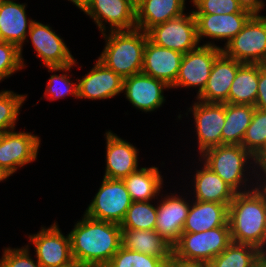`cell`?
<instances>
[{"label": "cell", "instance_id": "cell-10", "mask_svg": "<svg viewBox=\"0 0 266 267\" xmlns=\"http://www.w3.org/2000/svg\"><path fill=\"white\" fill-rule=\"evenodd\" d=\"M136 4L131 0H88L81 9L93 19L101 33L136 29Z\"/></svg>", "mask_w": 266, "mask_h": 267}, {"label": "cell", "instance_id": "cell-21", "mask_svg": "<svg viewBox=\"0 0 266 267\" xmlns=\"http://www.w3.org/2000/svg\"><path fill=\"white\" fill-rule=\"evenodd\" d=\"M183 54L146 41L142 73L165 82L172 87L176 81Z\"/></svg>", "mask_w": 266, "mask_h": 267}, {"label": "cell", "instance_id": "cell-24", "mask_svg": "<svg viewBox=\"0 0 266 267\" xmlns=\"http://www.w3.org/2000/svg\"><path fill=\"white\" fill-rule=\"evenodd\" d=\"M186 0H139L136 3V28L147 32L153 26L184 14Z\"/></svg>", "mask_w": 266, "mask_h": 267}, {"label": "cell", "instance_id": "cell-25", "mask_svg": "<svg viewBox=\"0 0 266 267\" xmlns=\"http://www.w3.org/2000/svg\"><path fill=\"white\" fill-rule=\"evenodd\" d=\"M200 168L193 179L195 200L229 205L237 192L205 164Z\"/></svg>", "mask_w": 266, "mask_h": 267}, {"label": "cell", "instance_id": "cell-19", "mask_svg": "<svg viewBox=\"0 0 266 267\" xmlns=\"http://www.w3.org/2000/svg\"><path fill=\"white\" fill-rule=\"evenodd\" d=\"M197 24L199 43L204 37L225 40V45L232 40L252 16L250 12L232 14H194Z\"/></svg>", "mask_w": 266, "mask_h": 267}, {"label": "cell", "instance_id": "cell-40", "mask_svg": "<svg viewBox=\"0 0 266 267\" xmlns=\"http://www.w3.org/2000/svg\"><path fill=\"white\" fill-rule=\"evenodd\" d=\"M238 2L244 10L249 11L252 15H259L265 8L263 0H238Z\"/></svg>", "mask_w": 266, "mask_h": 267}, {"label": "cell", "instance_id": "cell-33", "mask_svg": "<svg viewBox=\"0 0 266 267\" xmlns=\"http://www.w3.org/2000/svg\"><path fill=\"white\" fill-rule=\"evenodd\" d=\"M77 63L78 62L62 67H47L48 72L66 71L61 75L53 74L50 76L44 92V97L47 100L53 101L59 98H65L67 95H72L73 97L78 98L77 84L71 82V77L67 74Z\"/></svg>", "mask_w": 266, "mask_h": 267}, {"label": "cell", "instance_id": "cell-14", "mask_svg": "<svg viewBox=\"0 0 266 267\" xmlns=\"http://www.w3.org/2000/svg\"><path fill=\"white\" fill-rule=\"evenodd\" d=\"M27 36L45 67H62L76 63L63 39L49 25L35 20Z\"/></svg>", "mask_w": 266, "mask_h": 267}, {"label": "cell", "instance_id": "cell-46", "mask_svg": "<svg viewBox=\"0 0 266 267\" xmlns=\"http://www.w3.org/2000/svg\"><path fill=\"white\" fill-rule=\"evenodd\" d=\"M9 176L11 175L0 166V182L6 180L7 178H9Z\"/></svg>", "mask_w": 266, "mask_h": 267}, {"label": "cell", "instance_id": "cell-29", "mask_svg": "<svg viewBox=\"0 0 266 267\" xmlns=\"http://www.w3.org/2000/svg\"><path fill=\"white\" fill-rule=\"evenodd\" d=\"M259 79V64L243 63L229 90L228 103L255 105Z\"/></svg>", "mask_w": 266, "mask_h": 267}, {"label": "cell", "instance_id": "cell-6", "mask_svg": "<svg viewBox=\"0 0 266 267\" xmlns=\"http://www.w3.org/2000/svg\"><path fill=\"white\" fill-rule=\"evenodd\" d=\"M222 52L241 63L266 65V16L252 15Z\"/></svg>", "mask_w": 266, "mask_h": 267}, {"label": "cell", "instance_id": "cell-42", "mask_svg": "<svg viewBox=\"0 0 266 267\" xmlns=\"http://www.w3.org/2000/svg\"><path fill=\"white\" fill-rule=\"evenodd\" d=\"M255 159V168H257L255 173L266 174V148Z\"/></svg>", "mask_w": 266, "mask_h": 267}, {"label": "cell", "instance_id": "cell-32", "mask_svg": "<svg viewBox=\"0 0 266 267\" xmlns=\"http://www.w3.org/2000/svg\"><path fill=\"white\" fill-rule=\"evenodd\" d=\"M254 158L266 148V111L255 108L241 144Z\"/></svg>", "mask_w": 266, "mask_h": 267}, {"label": "cell", "instance_id": "cell-27", "mask_svg": "<svg viewBox=\"0 0 266 267\" xmlns=\"http://www.w3.org/2000/svg\"><path fill=\"white\" fill-rule=\"evenodd\" d=\"M160 173L159 168L155 166L141 167L122 179L132 202L152 201L158 198L164 182Z\"/></svg>", "mask_w": 266, "mask_h": 267}, {"label": "cell", "instance_id": "cell-48", "mask_svg": "<svg viewBox=\"0 0 266 267\" xmlns=\"http://www.w3.org/2000/svg\"><path fill=\"white\" fill-rule=\"evenodd\" d=\"M132 2H134L135 4L139 1V0H131Z\"/></svg>", "mask_w": 266, "mask_h": 267}, {"label": "cell", "instance_id": "cell-30", "mask_svg": "<svg viewBox=\"0 0 266 267\" xmlns=\"http://www.w3.org/2000/svg\"><path fill=\"white\" fill-rule=\"evenodd\" d=\"M261 257L262 252L258 248L232 242L205 267H254Z\"/></svg>", "mask_w": 266, "mask_h": 267}, {"label": "cell", "instance_id": "cell-17", "mask_svg": "<svg viewBox=\"0 0 266 267\" xmlns=\"http://www.w3.org/2000/svg\"><path fill=\"white\" fill-rule=\"evenodd\" d=\"M77 79L78 99L105 100L123 93V78L98 59L87 74Z\"/></svg>", "mask_w": 266, "mask_h": 267}, {"label": "cell", "instance_id": "cell-38", "mask_svg": "<svg viewBox=\"0 0 266 267\" xmlns=\"http://www.w3.org/2000/svg\"><path fill=\"white\" fill-rule=\"evenodd\" d=\"M30 245L21 248H4L0 259V267H42L38 261H34L30 254Z\"/></svg>", "mask_w": 266, "mask_h": 267}, {"label": "cell", "instance_id": "cell-5", "mask_svg": "<svg viewBox=\"0 0 266 267\" xmlns=\"http://www.w3.org/2000/svg\"><path fill=\"white\" fill-rule=\"evenodd\" d=\"M232 243L230 226L198 233L182 232L173 246V255L183 261L206 266Z\"/></svg>", "mask_w": 266, "mask_h": 267}, {"label": "cell", "instance_id": "cell-36", "mask_svg": "<svg viewBox=\"0 0 266 267\" xmlns=\"http://www.w3.org/2000/svg\"><path fill=\"white\" fill-rule=\"evenodd\" d=\"M23 68L20 48L13 43L0 41V81Z\"/></svg>", "mask_w": 266, "mask_h": 267}, {"label": "cell", "instance_id": "cell-31", "mask_svg": "<svg viewBox=\"0 0 266 267\" xmlns=\"http://www.w3.org/2000/svg\"><path fill=\"white\" fill-rule=\"evenodd\" d=\"M157 219V205L150 201L132 202L127 209L121 229L154 230Z\"/></svg>", "mask_w": 266, "mask_h": 267}, {"label": "cell", "instance_id": "cell-15", "mask_svg": "<svg viewBox=\"0 0 266 267\" xmlns=\"http://www.w3.org/2000/svg\"><path fill=\"white\" fill-rule=\"evenodd\" d=\"M165 82L142 72L123 78L125 97L138 110L151 112L164 104V90L170 89Z\"/></svg>", "mask_w": 266, "mask_h": 267}, {"label": "cell", "instance_id": "cell-9", "mask_svg": "<svg viewBox=\"0 0 266 267\" xmlns=\"http://www.w3.org/2000/svg\"><path fill=\"white\" fill-rule=\"evenodd\" d=\"M222 53V46L208 41L183 54L179 72L172 88L192 87L198 96L205 88L215 59Z\"/></svg>", "mask_w": 266, "mask_h": 267}, {"label": "cell", "instance_id": "cell-13", "mask_svg": "<svg viewBox=\"0 0 266 267\" xmlns=\"http://www.w3.org/2000/svg\"><path fill=\"white\" fill-rule=\"evenodd\" d=\"M195 124L199 154L222 145L225 123V103H207L197 99L189 108Z\"/></svg>", "mask_w": 266, "mask_h": 267}, {"label": "cell", "instance_id": "cell-20", "mask_svg": "<svg viewBox=\"0 0 266 267\" xmlns=\"http://www.w3.org/2000/svg\"><path fill=\"white\" fill-rule=\"evenodd\" d=\"M242 64L222 52L215 59L206 86L196 99L207 103H228L230 87Z\"/></svg>", "mask_w": 266, "mask_h": 267}, {"label": "cell", "instance_id": "cell-23", "mask_svg": "<svg viewBox=\"0 0 266 267\" xmlns=\"http://www.w3.org/2000/svg\"><path fill=\"white\" fill-rule=\"evenodd\" d=\"M183 232L198 233L221 226H229V205L201 202L192 199Z\"/></svg>", "mask_w": 266, "mask_h": 267}, {"label": "cell", "instance_id": "cell-2", "mask_svg": "<svg viewBox=\"0 0 266 267\" xmlns=\"http://www.w3.org/2000/svg\"><path fill=\"white\" fill-rule=\"evenodd\" d=\"M228 223L232 242L252 245L265 256L266 199L256 187L235 194L229 204Z\"/></svg>", "mask_w": 266, "mask_h": 267}, {"label": "cell", "instance_id": "cell-45", "mask_svg": "<svg viewBox=\"0 0 266 267\" xmlns=\"http://www.w3.org/2000/svg\"><path fill=\"white\" fill-rule=\"evenodd\" d=\"M72 2L74 5L78 7V9H82L88 2V0H68Z\"/></svg>", "mask_w": 266, "mask_h": 267}, {"label": "cell", "instance_id": "cell-34", "mask_svg": "<svg viewBox=\"0 0 266 267\" xmlns=\"http://www.w3.org/2000/svg\"><path fill=\"white\" fill-rule=\"evenodd\" d=\"M26 95L17 94L11 90L0 92V134L15 129Z\"/></svg>", "mask_w": 266, "mask_h": 267}, {"label": "cell", "instance_id": "cell-35", "mask_svg": "<svg viewBox=\"0 0 266 267\" xmlns=\"http://www.w3.org/2000/svg\"><path fill=\"white\" fill-rule=\"evenodd\" d=\"M165 260L121 246L105 267H163Z\"/></svg>", "mask_w": 266, "mask_h": 267}, {"label": "cell", "instance_id": "cell-39", "mask_svg": "<svg viewBox=\"0 0 266 267\" xmlns=\"http://www.w3.org/2000/svg\"><path fill=\"white\" fill-rule=\"evenodd\" d=\"M254 106L266 111V65L263 64H259L258 91Z\"/></svg>", "mask_w": 266, "mask_h": 267}, {"label": "cell", "instance_id": "cell-22", "mask_svg": "<svg viewBox=\"0 0 266 267\" xmlns=\"http://www.w3.org/2000/svg\"><path fill=\"white\" fill-rule=\"evenodd\" d=\"M27 4L16 3L13 0H0V41L13 43L20 48L22 57L23 44L27 41V34L35 20L27 19Z\"/></svg>", "mask_w": 266, "mask_h": 267}, {"label": "cell", "instance_id": "cell-16", "mask_svg": "<svg viewBox=\"0 0 266 267\" xmlns=\"http://www.w3.org/2000/svg\"><path fill=\"white\" fill-rule=\"evenodd\" d=\"M157 203V219L154 230L172 247L177 243L190 209V200L183 195H164Z\"/></svg>", "mask_w": 266, "mask_h": 267}, {"label": "cell", "instance_id": "cell-26", "mask_svg": "<svg viewBox=\"0 0 266 267\" xmlns=\"http://www.w3.org/2000/svg\"><path fill=\"white\" fill-rule=\"evenodd\" d=\"M122 247L160 259H168L173 247L155 230L122 229Z\"/></svg>", "mask_w": 266, "mask_h": 267}, {"label": "cell", "instance_id": "cell-12", "mask_svg": "<svg viewBox=\"0 0 266 267\" xmlns=\"http://www.w3.org/2000/svg\"><path fill=\"white\" fill-rule=\"evenodd\" d=\"M58 223L41 227L37 234L28 236L35 248V257L42 267H62L73 260L69 234L63 235Z\"/></svg>", "mask_w": 266, "mask_h": 267}, {"label": "cell", "instance_id": "cell-11", "mask_svg": "<svg viewBox=\"0 0 266 267\" xmlns=\"http://www.w3.org/2000/svg\"><path fill=\"white\" fill-rule=\"evenodd\" d=\"M41 140L31 132L10 130L0 134V166L11 176L17 168L37 159Z\"/></svg>", "mask_w": 266, "mask_h": 267}, {"label": "cell", "instance_id": "cell-8", "mask_svg": "<svg viewBox=\"0 0 266 267\" xmlns=\"http://www.w3.org/2000/svg\"><path fill=\"white\" fill-rule=\"evenodd\" d=\"M147 35L155 45L182 54L194 50L200 44L193 11L153 26L147 31Z\"/></svg>", "mask_w": 266, "mask_h": 267}, {"label": "cell", "instance_id": "cell-37", "mask_svg": "<svg viewBox=\"0 0 266 267\" xmlns=\"http://www.w3.org/2000/svg\"><path fill=\"white\" fill-rule=\"evenodd\" d=\"M196 10L194 14H232L249 12L244 10L238 0H191Z\"/></svg>", "mask_w": 266, "mask_h": 267}, {"label": "cell", "instance_id": "cell-44", "mask_svg": "<svg viewBox=\"0 0 266 267\" xmlns=\"http://www.w3.org/2000/svg\"><path fill=\"white\" fill-rule=\"evenodd\" d=\"M62 267H94V266H92L88 263L73 259L71 262L63 265Z\"/></svg>", "mask_w": 266, "mask_h": 267}, {"label": "cell", "instance_id": "cell-1", "mask_svg": "<svg viewBox=\"0 0 266 267\" xmlns=\"http://www.w3.org/2000/svg\"><path fill=\"white\" fill-rule=\"evenodd\" d=\"M68 234L73 259L94 267H105L122 246L119 224L97 220L86 214Z\"/></svg>", "mask_w": 266, "mask_h": 267}, {"label": "cell", "instance_id": "cell-47", "mask_svg": "<svg viewBox=\"0 0 266 267\" xmlns=\"http://www.w3.org/2000/svg\"><path fill=\"white\" fill-rule=\"evenodd\" d=\"M254 267H266V256H263L256 262Z\"/></svg>", "mask_w": 266, "mask_h": 267}, {"label": "cell", "instance_id": "cell-7", "mask_svg": "<svg viewBox=\"0 0 266 267\" xmlns=\"http://www.w3.org/2000/svg\"><path fill=\"white\" fill-rule=\"evenodd\" d=\"M131 204L132 199L123 180L103 177L98 192L84 214L97 220L120 225Z\"/></svg>", "mask_w": 266, "mask_h": 267}, {"label": "cell", "instance_id": "cell-4", "mask_svg": "<svg viewBox=\"0 0 266 267\" xmlns=\"http://www.w3.org/2000/svg\"><path fill=\"white\" fill-rule=\"evenodd\" d=\"M200 157V163L203 160L202 164L204 163L220 176L237 193L246 192L256 187L253 182L251 185L247 184V182L249 183L248 179L253 181L252 178H247L248 175L250 176V172H252V174L254 172V175H252L253 178L256 176V159L242 145H219L205 150L200 154ZM249 164L253 165L250 166ZM250 167L252 171L249 172L247 168L249 169ZM245 172L247 174H245ZM246 185L248 189H246ZM243 188L245 190H243Z\"/></svg>", "mask_w": 266, "mask_h": 267}, {"label": "cell", "instance_id": "cell-43", "mask_svg": "<svg viewBox=\"0 0 266 267\" xmlns=\"http://www.w3.org/2000/svg\"><path fill=\"white\" fill-rule=\"evenodd\" d=\"M255 174L257 175L255 177L258 179L257 180L255 178V180H256L255 181L256 182V188L264 195V197L266 199V174H257V173H255Z\"/></svg>", "mask_w": 266, "mask_h": 267}, {"label": "cell", "instance_id": "cell-18", "mask_svg": "<svg viewBox=\"0 0 266 267\" xmlns=\"http://www.w3.org/2000/svg\"><path fill=\"white\" fill-rule=\"evenodd\" d=\"M106 167L103 177L119 179L137 171L138 149L130 142L121 139L111 130L106 131Z\"/></svg>", "mask_w": 266, "mask_h": 267}, {"label": "cell", "instance_id": "cell-41", "mask_svg": "<svg viewBox=\"0 0 266 267\" xmlns=\"http://www.w3.org/2000/svg\"><path fill=\"white\" fill-rule=\"evenodd\" d=\"M163 267H204V266L180 260L172 254L168 259L165 260Z\"/></svg>", "mask_w": 266, "mask_h": 267}, {"label": "cell", "instance_id": "cell-28", "mask_svg": "<svg viewBox=\"0 0 266 267\" xmlns=\"http://www.w3.org/2000/svg\"><path fill=\"white\" fill-rule=\"evenodd\" d=\"M254 105L225 103V123L222 128V145H241L247 127L252 121Z\"/></svg>", "mask_w": 266, "mask_h": 267}, {"label": "cell", "instance_id": "cell-3", "mask_svg": "<svg viewBox=\"0 0 266 267\" xmlns=\"http://www.w3.org/2000/svg\"><path fill=\"white\" fill-rule=\"evenodd\" d=\"M102 37L106 43L98 60L107 68L122 78L142 71L147 32L137 28L128 31H109L108 34L103 33Z\"/></svg>", "mask_w": 266, "mask_h": 267}]
</instances>
